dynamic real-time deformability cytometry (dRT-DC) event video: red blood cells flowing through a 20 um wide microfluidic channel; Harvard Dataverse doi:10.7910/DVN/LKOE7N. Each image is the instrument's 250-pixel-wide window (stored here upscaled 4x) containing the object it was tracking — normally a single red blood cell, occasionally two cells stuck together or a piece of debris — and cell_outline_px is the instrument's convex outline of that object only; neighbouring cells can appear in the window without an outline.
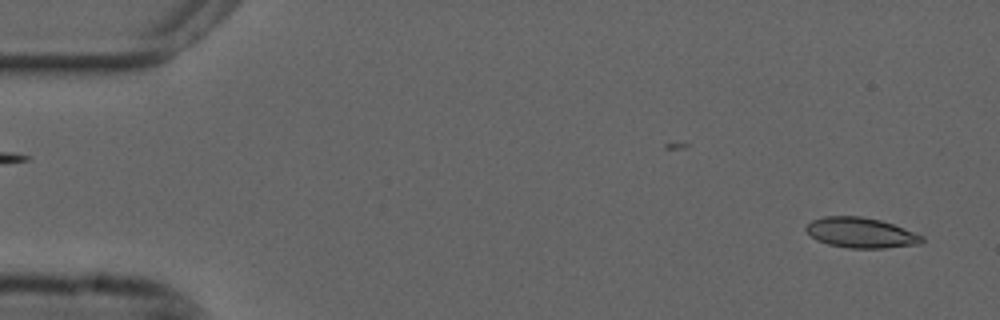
{"species": "common noctule bat (a hibernating species)", "species_latin": "Nyctalus noctula", "temperature_condition": "cold", "stored_images_in_passage": 55, "camera_frame_rate_fps": 3000, "um_per_image_px": 0.085, "animal": {"sex": "male", "forearm_length_mm": 52.5}, "frame": {"image": 1, "passage_image": 3, "time_ms": 0.667, "image_size_px": [1000, 320], "cell_outline_px": [[924, 240], [920, 244], [884, 248], [848, 248], [828, 244], [816, 240], [804, 228], [812, 220], [824, 216], [860, 216], [880, 220], [892, 224], [924, 236]], "centroid_in_image_um": [73.17, 19.78], "position_along_channel_um": 11.8, "area_um2": 20.35}}
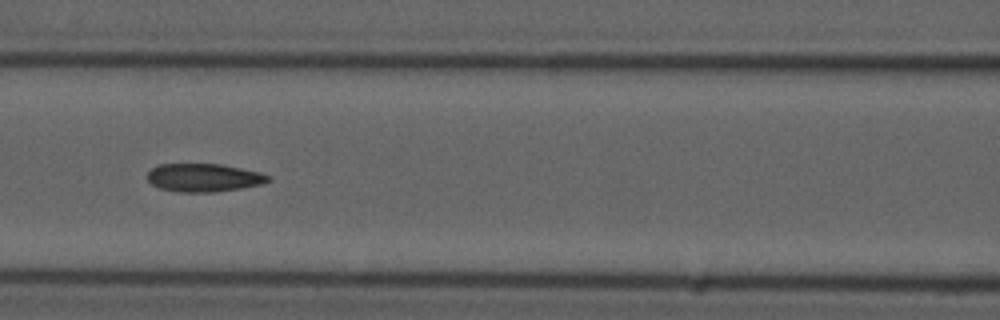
{"frame": {"image": 2, "passage_image": 24, "time_ms": 7.667, "image_size_px": [1000, 320], "cell_outline_px": [[272, 180], [264, 184], [216, 192], [176, 192], [160, 188], [152, 184], [148, 180], [148, 172], [152, 168], [160, 164], [220, 164], [260, 172], [272, 176]], "centroid_in_image_um": [17.36, 15.1], "position_along_channel_um": 149.2, "area_um2": 19.94}}
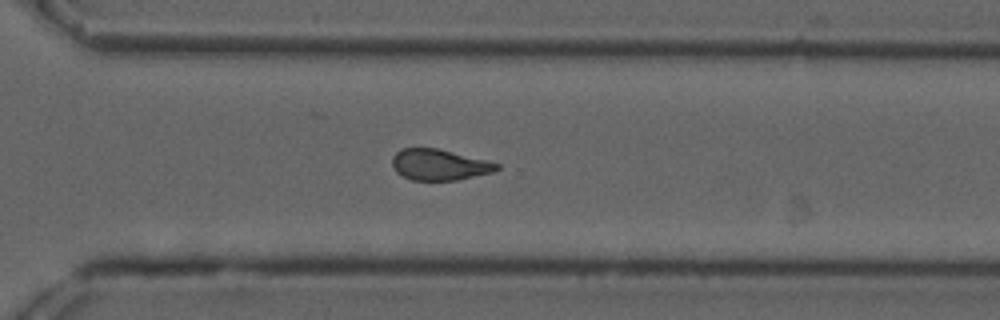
{"frame": {"image": 3, "passage_image": 39, "time_ms": 12.667, "image_size_px": [1000, 320], "cell_outline_px": [[500, 168], [492, 172], [456, 180], [412, 180], [396, 172], [392, 168], [392, 156], [400, 148], [436, 148], [500, 164]], "centroid_in_image_um": [37.28, 14.0], "position_along_channel_um": 333.3, "area_um2": 18.67}, "authors_computed_cell_mechanics": {"area_um2": 19.9988, "velocity_mm_per_s": 3.6897, "shape_relaxation_time_tau1_ms": null, "shape_relaxation_time_tau2_ms": 1.2434, "deformation_change_tau1": null, "deformation_change_tau2": 0.0796}}